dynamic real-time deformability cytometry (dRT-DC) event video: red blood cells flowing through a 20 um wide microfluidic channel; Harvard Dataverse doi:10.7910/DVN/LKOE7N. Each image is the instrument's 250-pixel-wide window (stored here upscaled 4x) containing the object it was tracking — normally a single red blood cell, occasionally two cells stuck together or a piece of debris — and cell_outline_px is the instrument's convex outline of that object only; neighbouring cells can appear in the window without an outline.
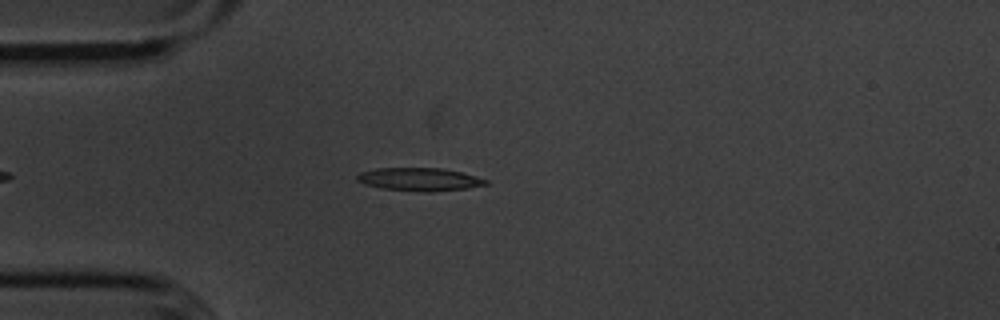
{"species": "common noctule bat (a hibernating species)", "species_latin": "Nyctalus noctula", "temperature_condition": "cold", "stored_images_in_passage": 50, "camera_frame_rate_fps": 3000, "um_per_image_px": 0.085, "animal": {"sex": "male", "body_mass_g": 20.1, "forearm_length_mm": 53.5}, "frame": {"image": 1, "passage_image": 10, "time_ms": 3.0, "image_size_px": [1000, 320], "cell_outline_px": [[488, 184], [468, 188], [432, 192], [428, 192], [384, 188], [364, 184], [356, 180], [356, 176], [360, 172], [376, 168], [440, 168], [460, 172], [476, 176], [488, 180]], "centroid_in_image_um": [35.65, 15.24], "position_along_channel_um": 49.3, "area_um2": 17.17}}
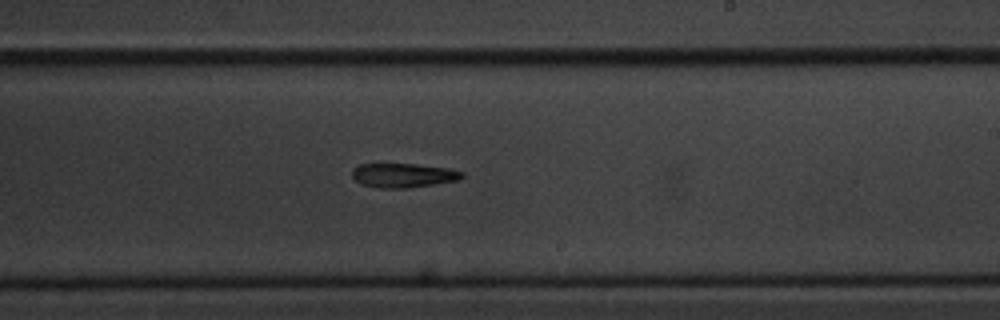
{"frame": {"image": 2, "passage_image": 28, "time_ms": 9.0, "image_size_px": [1000, 320], "cell_outline_px": [[464, 176], [460, 180], [408, 188], [380, 188], [360, 184], [352, 176], [352, 168], [360, 164], [416, 164], [448, 168], [464, 172]], "centroid_in_image_um": [34.28, 14.9], "position_along_channel_um": 254.7, "area_um2": 15.61}}
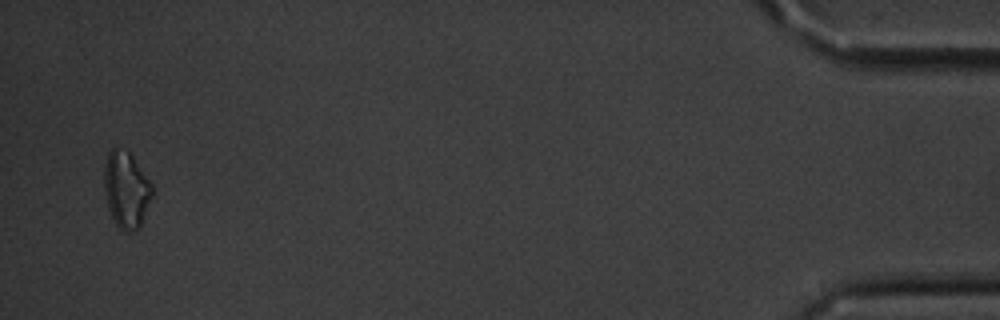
{"frame": {"image": 3, "passage_image": 49, "time_ms": 16.0, "image_size_px": [1000, 320], "cell_outline_px": [[152, 196], [140, 228], [136, 232], [124, 232], [116, 224], [108, 208], [104, 192], [104, 168], [108, 152], [112, 148], [116, 148], [128, 152], [132, 156], [152, 184]], "centroid_in_image_um": [10.73, 16.17], "position_along_channel_um": 424.5, "area_um2": 21.33}}